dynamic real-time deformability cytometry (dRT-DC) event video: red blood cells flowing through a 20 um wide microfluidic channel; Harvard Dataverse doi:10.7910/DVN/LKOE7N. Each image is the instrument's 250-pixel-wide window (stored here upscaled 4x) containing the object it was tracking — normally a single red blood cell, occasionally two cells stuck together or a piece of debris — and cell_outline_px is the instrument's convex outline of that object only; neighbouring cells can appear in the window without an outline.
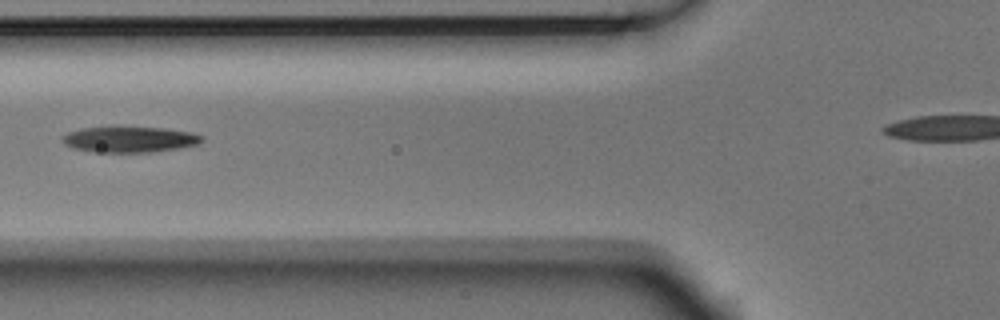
{"species": "Egyptian fruit bat (a non-hibernating species)", "species_latin": "Rousettus aegyptiacus", "temperature_condition": "room temperature", "stored_images_in_passage": 3, "camera_frame_rate_fps": 3000, "um_per_image_px": 0.085, "animal": {"sex": "male"}, "frame": {"image": 1, "passage_image": 2, "time_ms": 0.333, "image_size_px": [1000, 320], "cell_outline_px": [[204, 140], [200, 144], [180, 148], [152, 152], [92, 152], [72, 148], [64, 144], [64, 136], [68, 132], [80, 128], [116, 124], [164, 128], [192, 132], [204, 136]], "centroid_in_image_um": [11.03, 11.81], "position_along_channel_um": 114.8, "area_um2": 22.02}}
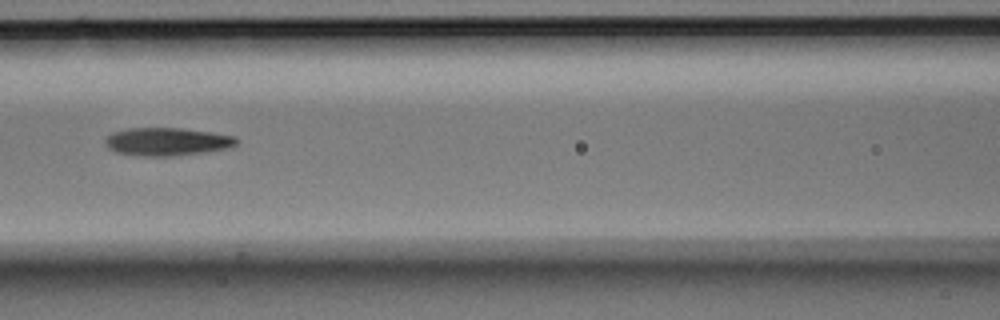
{"frame": {"image": 2, "passage_image": 3, "time_ms": 0.667, "image_size_px": [1000, 320], "cell_outline_px": [[240, 140], [236, 144], [228, 148], [208, 152], [172, 156], [140, 156], [116, 152], [108, 148], [104, 140], [112, 132], [128, 128], [180, 128], [212, 132], [236, 136]], "centroid_in_image_um": [14.23, 12.04], "position_along_channel_um": 152.4, "area_um2": 21.62}}